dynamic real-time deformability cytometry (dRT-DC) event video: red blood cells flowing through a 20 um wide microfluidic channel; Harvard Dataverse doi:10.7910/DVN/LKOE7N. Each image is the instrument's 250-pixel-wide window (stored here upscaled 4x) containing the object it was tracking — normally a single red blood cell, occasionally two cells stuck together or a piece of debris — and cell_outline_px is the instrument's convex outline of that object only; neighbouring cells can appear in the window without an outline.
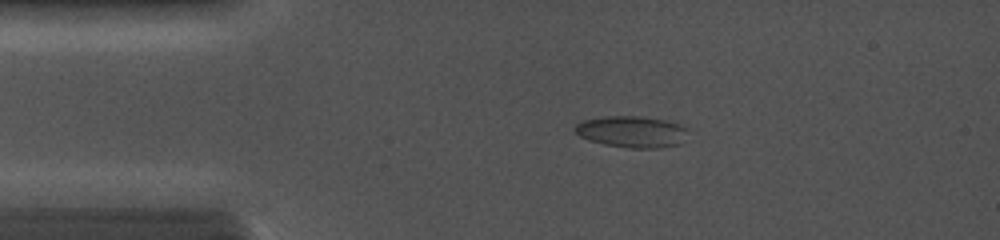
{"species": "common noctule bat (a hibernating species)", "species_latin": "Nyctalus noctula", "temperature_condition": "cold", "stored_images_in_passage": 9, "camera_frame_rate_fps": 5000, "um_per_image_px": 0.085, "animal": {"sex": "female", "body_mass_g": 19.0, "forearm_length_mm": 56.7}, "frame": {"image": 1, "passage_image": 1, "time_ms": 0.0, "image_size_px": [1000, 240], "cell_outline_px": [[688, 128], [680, 144], [660, 148], [628, 148], [604, 144], [588, 140], [580, 136], [572, 128], [580, 120], [608, 116], [640, 116], [664, 120], [680, 124]], "centroid_in_image_um": [53.67, 11.19], "position_along_channel_um": 31.3, "area_um2": 20.81}}
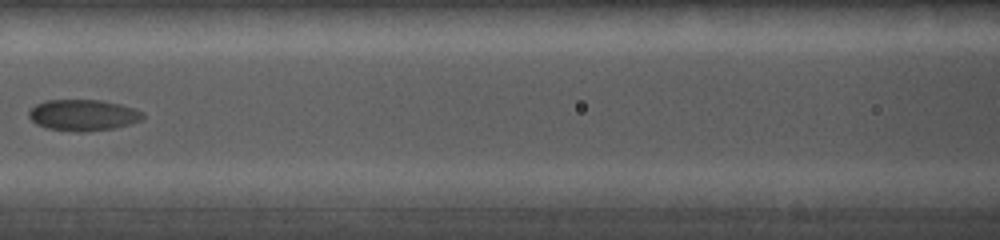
{"frame": {"image": 2, "passage_image": 8, "time_ms": 4.2, "image_size_px": [1000, 240], "cell_outline_px": [[144, 116], [140, 120], [128, 124], [112, 128], [88, 132], [76, 132], [48, 128], [36, 124], [28, 116], [28, 112], [36, 104], [44, 100], [100, 100], [120, 104], [144, 112]], "centroid_in_image_um": [7.04, 9.78], "position_along_channel_um": 159.6, "area_um2": 20.63}}
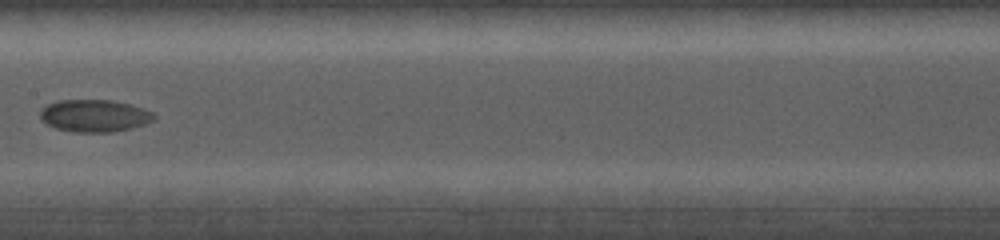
{"frame": {"image": 3, "passage_image": 9, "time_ms": 5.2, "image_size_px": [1000, 240], "cell_outline_px": [[156, 116], [152, 120], [144, 124], [132, 128], [112, 132], [76, 132], [56, 128], [40, 120], [40, 108], [56, 100], [112, 100], [144, 108], [152, 112]], "centroid_in_image_um": [8.0, 9.83], "position_along_channel_um": 199.4, "area_um2": 21.44}}